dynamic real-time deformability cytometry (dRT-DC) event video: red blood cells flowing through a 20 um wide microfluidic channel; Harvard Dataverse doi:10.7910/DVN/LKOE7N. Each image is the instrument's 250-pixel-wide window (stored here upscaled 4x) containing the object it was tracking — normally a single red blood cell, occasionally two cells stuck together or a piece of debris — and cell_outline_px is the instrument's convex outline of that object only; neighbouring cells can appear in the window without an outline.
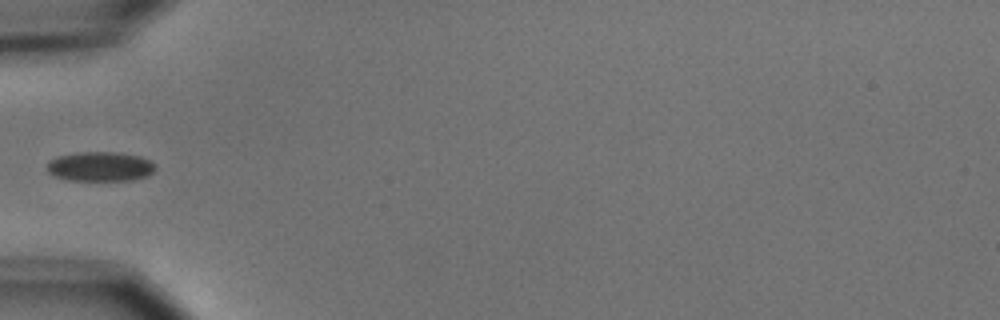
{"species": "common noctule bat (a hibernating species)", "species_latin": "Nyctalus noctula", "temperature_condition": "cold", "stored_images_in_passage": 6, "camera_frame_rate_fps": 3000, "um_per_image_px": 0.085, "animal": {"sex": "male", "body_mass_g": 15.6}, "frame": {"image": 1, "passage_image": 5, "time_ms": 5.667, "image_size_px": [1000, 320], "cell_outline_px": [[156, 168], [148, 176], [136, 180], [68, 180], [56, 176], [48, 172], [48, 160], [56, 156], [80, 152], [116, 152], [140, 156], [156, 164]], "centroid_in_image_um": [8.54, 14.15], "position_along_channel_um": 76.5, "area_um2": 18.73}}
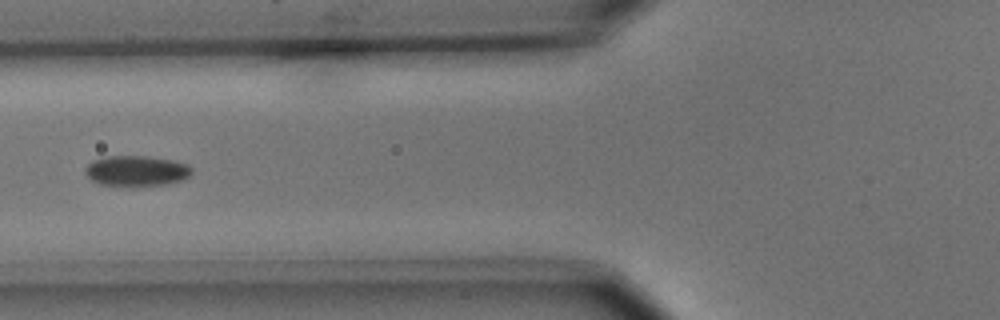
{"frame": {"image": 2, "passage_image": 6, "time_ms": 6.667, "image_size_px": [1000, 320], "cell_outline_px": [[192, 172], [188, 176], [180, 180], [168, 184], [136, 188], [128, 188], [100, 184], [92, 180], [84, 172], [84, 168], [92, 160], [108, 156], [144, 156], [172, 160], [188, 164], [192, 168]], "centroid_in_image_um": [11.57, 14.56], "position_along_channel_um": 114.2, "area_um2": 19.48}}